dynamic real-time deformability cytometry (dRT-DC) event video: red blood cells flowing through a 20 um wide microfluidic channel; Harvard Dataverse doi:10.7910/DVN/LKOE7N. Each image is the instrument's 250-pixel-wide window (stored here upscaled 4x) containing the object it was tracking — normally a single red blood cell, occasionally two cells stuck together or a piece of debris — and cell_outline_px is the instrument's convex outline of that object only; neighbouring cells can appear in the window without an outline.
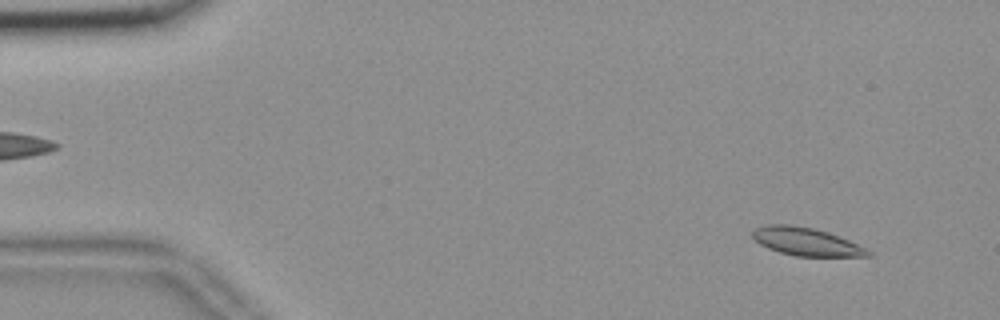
{"species": "common noctule bat (a hibernating species)", "species_latin": "Nyctalus noctula", "temperature_condition": "room temperature", "stored_images_in_passage": 56, "camera_frame_rate_fps": 3000, "um_per_image_px": 0.085, "animal": {"sex": "female", "body_mass_g": 18.4}, "frame": {"image": 1, "passage_image": 5, "time_ms": 1.333, "image_size_px": [1000, 320], "cell_outline_px": [[872, 256], [796, 256], [780, 252], [768, 248], [760, 244], [752, 236], [752, 228], [764, 224], [788, 224], [812, 228], [828, 232], [848, 240], [872, 252]], "centroid_in_image_um": [68.47, 20.53], "position_along_channel_um": 16.5, "area_um2": 18.73}}
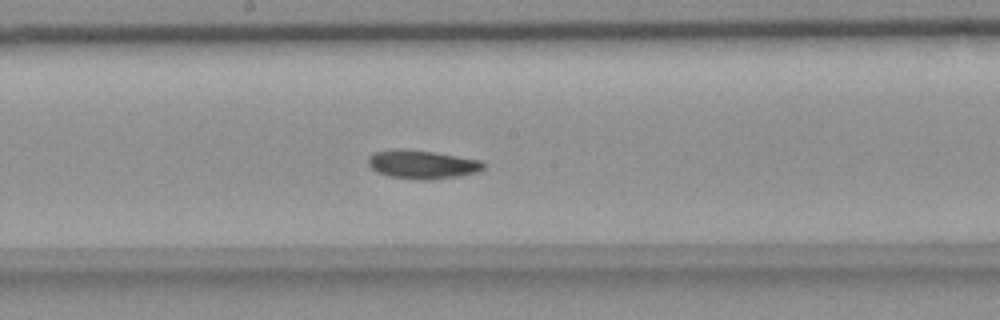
{"frame": {"image": 2, "passage_image": 30, "time_ms": 9.667, "image_size_px": [1000, 320], "cell_outline_px": [[488, 164], [484, 168], [476, 172], [460, 176], [428, 180], [416, 180], [388, 176], [376, 172], [368, 164], [368, 156], [372, 152], [392, 148], [408, 148], [480, 160]], "centroid_in_image_um": [35.84, 13.97], "position_along_channel_um": 212.4, "area_um2": 19.59}}
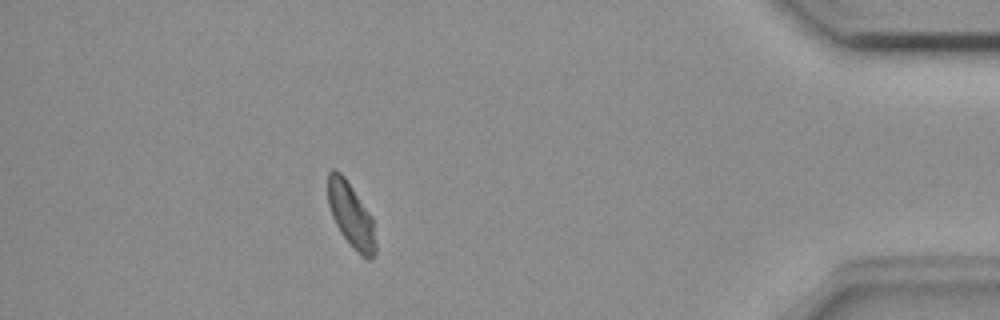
{"frame": {"image": 3, "passage_image": 50, "time_ms": 16.333, "image_size_px": [1000, 320], "cell_outline_px": [[376, 252], [368, 260], [360, 256], [352, 248], [340, 232], [332, 216], [328, 204], [328, 172], [332, 168], [336, 168], [344, 176], [372, 216], [376, 244]], "centroid_in_image_um": [29.83, 18.3], "position_along_channel_um": 405.4, "area_um2": 18.09}, "authors_computed_cell_mechanics": {"area_um2": 18.7561, "velocity_mm_per_s": 3.619, "shape_relaxation_time_tau1_ms": 3.9952, "shape_relaxation_time_tau2_ms": 6.7567, "deformation_change_tau1": 0.1071, "deformation_change_tau2": 0.1053}}